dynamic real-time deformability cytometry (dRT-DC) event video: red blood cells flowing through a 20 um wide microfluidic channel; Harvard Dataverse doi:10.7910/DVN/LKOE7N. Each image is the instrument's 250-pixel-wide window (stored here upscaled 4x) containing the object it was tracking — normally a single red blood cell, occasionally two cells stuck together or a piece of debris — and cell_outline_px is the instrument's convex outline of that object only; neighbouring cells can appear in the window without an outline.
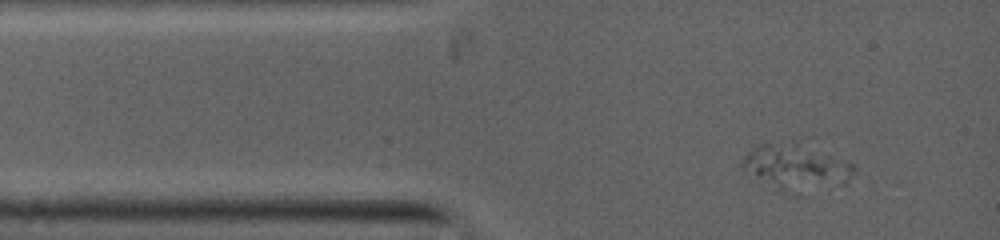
{"species": "common noctule bat (a hibernating species)", "species_latin": "Nyctalus noctula", "temperature_condition": "warm", "stored_images_in_passage": 13, "camera_frame_rate_fps": 5000, "um_per_image_px": 0.085, "animal": {"sex": "female", "body_mass_g": 19.0, "forearm_length_mm": 53.3}, "frame": {"image": 1, "passage_image": 1, "time_ms": 0.0, "image_size_px": [1000, 240], "cell_outline_px": [[856, 168], [848, 184], [800, 196], [792, 196], [780, 192], [744, 172], [740, 168], [740, 164], [744, 156], [756, 144], [768, 144], [792, 148], [828, 156], [856, 164]], "centroid_in_image_um": [67.65, 14.42], "position_along_channel_um": 17.4, "area_um2": 29.13}}
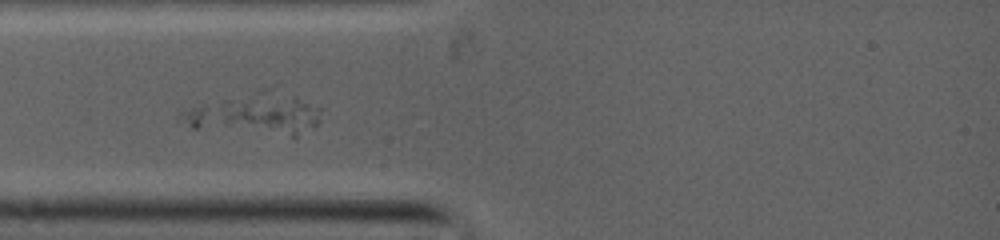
{"frame": {"image": 2, "passage_image": 6, "time_ms": 2.0, "image_size_px": [1000, 240], "cell_outline_px": [[320, 120], [316, 124], [196, 128], [192, 128], [176, 124], [176, 116], [180, 108], [224, 100], [292, 96], [296, 96], [320, 108]], "centroid_in_image_um": [21.24, 9.61], "position_along_channel_um": 63.8, "area_um2": 26.13}}
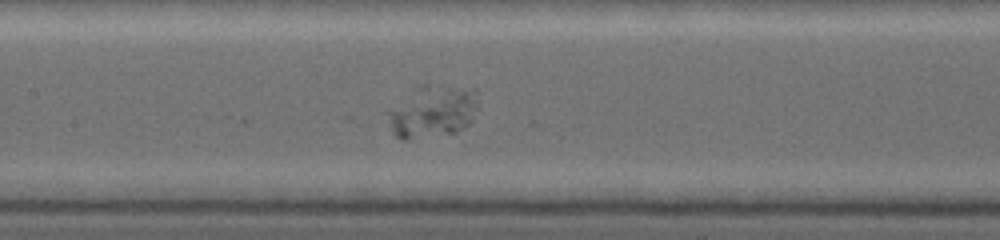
{"frame": {"image": 3, "passage_image": 13, "time_ms": 4.6, "image_size_px": [1000, 240], "cell_outline_px": [[476, 108], [472, 120], [464, 128], [456, 132], [404, 140], [400, 140], [392, 132], [388, 124], [392, 112], [416, 84], [428, 84], [476, 88]], "centroid_in_image_um": [36.82, 9.46], "position_along_channel_um": 170.6, "area_um2": 27.17}}